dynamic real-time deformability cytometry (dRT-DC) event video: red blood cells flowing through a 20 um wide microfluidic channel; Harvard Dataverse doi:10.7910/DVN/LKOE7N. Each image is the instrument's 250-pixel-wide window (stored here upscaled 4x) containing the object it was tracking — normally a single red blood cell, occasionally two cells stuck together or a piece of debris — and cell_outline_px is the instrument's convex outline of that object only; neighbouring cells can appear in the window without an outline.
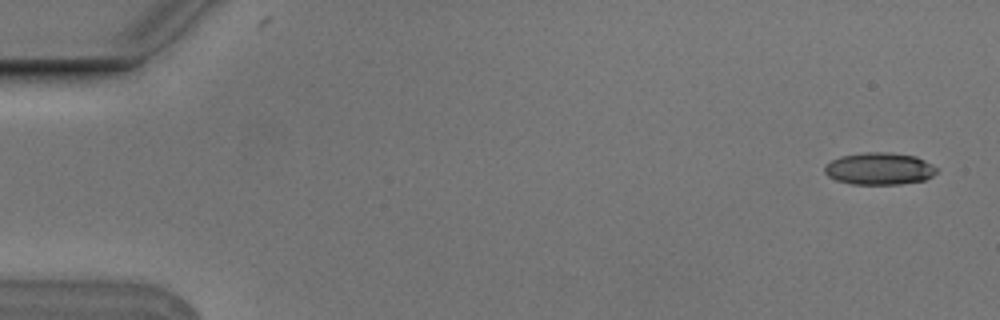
{"species": "Egyptian fruit bat (a non-hibernating species)", "species_latin": "Rousettus aegyptiacus", "temperature_condition": "cold", "stored_images_in_passage": 4, "camera_frame_rate_fps": 3000, "um_per_image_px": 0.085, "animal": {"sex": "male"}, "frame": {"image": 1, "passage_image": 1, "time_ms": 0.0, "image_size_px": [1000, 320], "cell_outline_px": [[936, 172], [932, 176], [924, 180], [900, 184], [852, 184], [836, 180], [828, 176], [824, 172], [824, 164], [840, 156], [864, 152], [888, 152], [916, 156], [932, 164], [936, 168]], "centroid_in_image_um": [74.71, 14.33], "position_along_channel_um": 10.3, "area_um2": 21.04}}
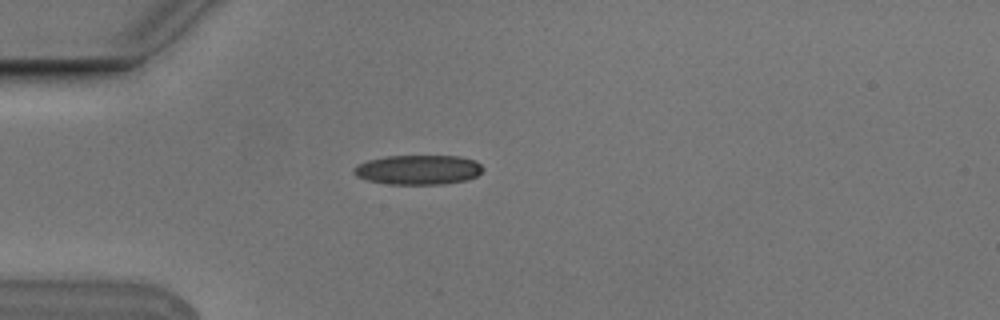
{"frame": {"image": 2, "passage_image": 4, "time_ms": 1.0, "image_size_px": [1000, 320], "cell_outline_px": [[484, 168], [476, 176], [468, 180], [444, 184], [388, 184], [368, 180], [356, 176], [352, 172], [352, 168], [368, 160], [384, 156], [460, 156], [476, 160]], "centroid_in_image_um": [35.56, 14.43], "position_along_channel_um": 49.4, "area_um2": 22.37}}